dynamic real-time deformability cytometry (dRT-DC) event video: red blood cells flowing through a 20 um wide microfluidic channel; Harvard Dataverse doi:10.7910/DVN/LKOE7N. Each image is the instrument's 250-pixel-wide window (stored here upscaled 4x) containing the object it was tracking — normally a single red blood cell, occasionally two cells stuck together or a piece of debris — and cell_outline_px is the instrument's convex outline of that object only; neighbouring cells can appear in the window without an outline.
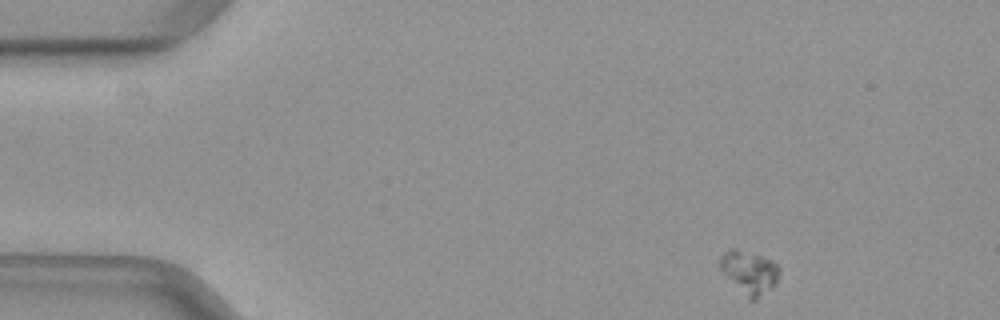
{"species": "common noctule bat (a hibernating species)", "species_latin": "Nyctalus noctula", "temperature_condition": "warm", "stored_images_in_passage": 46, "camera_frame_rate_fps": 3000, "um_per_image_px": 0.085, "animal": {"sex": "female", "body_mass_g": 29.2, "forearm_length_mm": 56.3}, "frame": {"image": 1, "passage_image": 1, "time_ms": 0.0, "image_size_px": [1000, 320], "cell_outline_px": [[780, 272], [776, 284], [772, 288], [756, 300], [748, 300], [720, 268], [720, 256], [728, 248], [736, 248], [772, 260], [780, 268]], "centroid_in_image_um": [63.72, 23.14], "position_along_channel_um": 21.3, "area_um2": 14.85}}
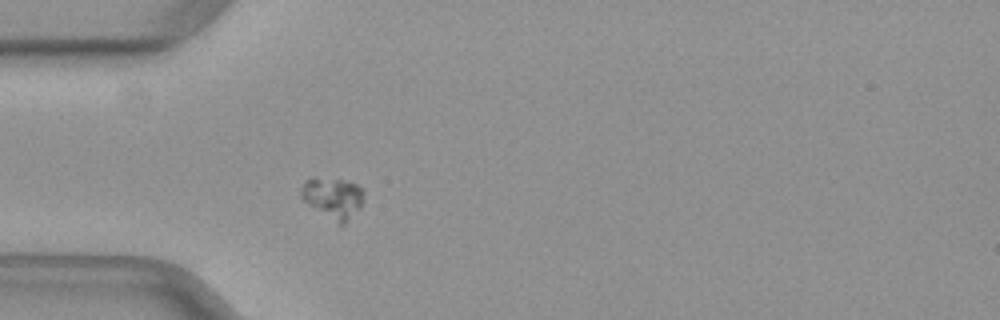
{"frame": {"image": 2, "passage_image": 10, "time_ms": 3.0, "image_size_px": [1000, 320], "cell_outline_px": [[364, 192], [360, 208], [344, 224], [340, 224], [300, 200], [300, 188], [304, 180], [312, 176], [344, 180], [356, 184], [364, 188]], "centroid_in_image_um": [28.25, 16.77], "position_along_channel_um": 56.7, "area_um2": 15.2}}